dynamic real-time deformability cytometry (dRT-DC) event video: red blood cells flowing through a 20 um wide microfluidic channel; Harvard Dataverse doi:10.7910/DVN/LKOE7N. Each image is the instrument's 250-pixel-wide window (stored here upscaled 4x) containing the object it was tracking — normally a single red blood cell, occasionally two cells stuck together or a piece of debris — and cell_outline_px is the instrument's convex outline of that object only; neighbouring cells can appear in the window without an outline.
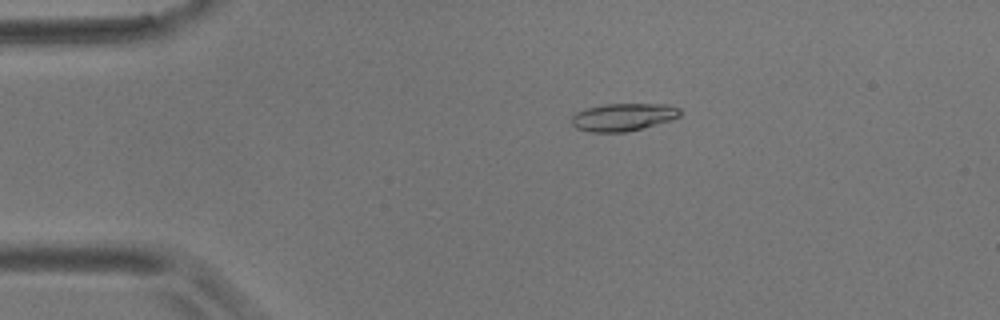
{"species": "common noctule bat (a hibernating species)", "species_latin": "Nyctalus noctula", "temperature_condition": "room temperature", "stored_images_in_passage": 2, "camera_frame_rate_fps": 3000, "um_per_image_px": 0.085, "animal": {"sex": "male", "body_mass_g": 17.9}, "frame": {"image": 1, "passage_image": 1, "time_ms": 0.0, "image_size_px": [1000, 320], "cell_outline_px": [[680, 116], [672, 120], [624, 132], [588, 132], [576, 128], [572, 124], [572, 116], [576, 112], [584, 108], [604, 104], [668, 104], [680, 108]], "centroid_in_image_um": [52.95, 9.94], "position_along_channel_um": 32.0, "area_um2": 17.51}}